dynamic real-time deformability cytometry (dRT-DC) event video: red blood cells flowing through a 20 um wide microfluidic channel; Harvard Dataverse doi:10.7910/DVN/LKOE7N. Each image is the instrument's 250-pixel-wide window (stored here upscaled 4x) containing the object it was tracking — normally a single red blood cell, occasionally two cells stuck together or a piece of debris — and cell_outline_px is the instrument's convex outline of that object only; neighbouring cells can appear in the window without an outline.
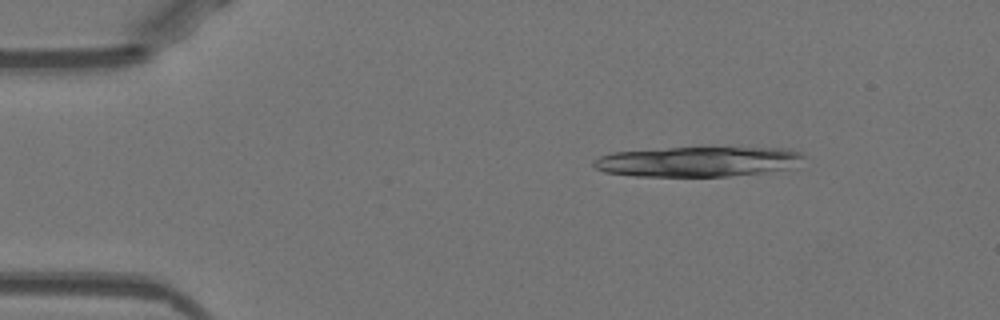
{"species": "Egyptian fruit bat (a non-hibernating species)", "species_latin": "Rousettus aegyptiacus", "temperature_condition": "warm", "stored_images_in_passage": 18, "camera_frame_rate_fps": 3000, "um_per_image_px": 0.085, "animal": {"sex": "female"}, "frame": {"image": 1, "passage_image": 7, "time_ms": 2.0, "image_size_px": [1000, 320], "cell_outline_px": [[804, 156], [792, 168], [728, 176], [636, 176], [604, 172], [596, 168], [592, 164], [600, 156], [612, 152], [668, 148], [792, 148], [804, 152]], "centroid_in_image_um": [59.33, 13.73], "position_along_channel_um": 25.7, "area_um2": 36.53}}